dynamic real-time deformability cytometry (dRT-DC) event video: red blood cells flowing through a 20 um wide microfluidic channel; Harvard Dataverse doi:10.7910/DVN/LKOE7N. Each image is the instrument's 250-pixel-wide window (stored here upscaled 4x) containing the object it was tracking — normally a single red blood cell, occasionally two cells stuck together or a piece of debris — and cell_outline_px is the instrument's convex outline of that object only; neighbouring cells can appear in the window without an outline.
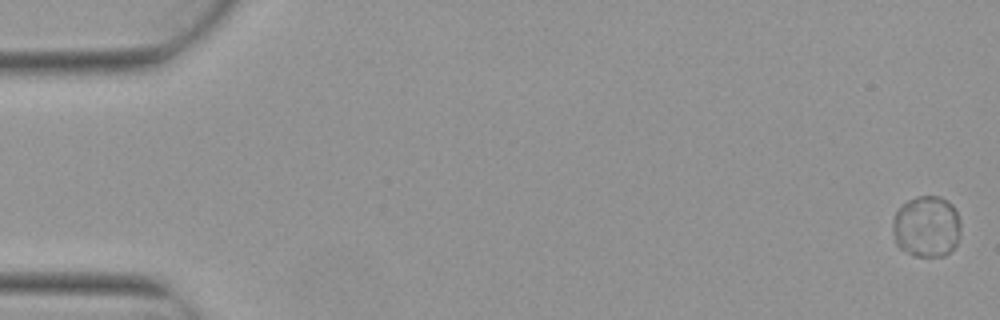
{"species": "Egyptian fruit bat (a non-hibernating species)", "species_latin": "Rousettus aegyptiacus", "temperature_condition": "warm", "stored_images_in_passage": 5, "camera_frame_rate_fps": 3000, "um_per_image_px": 0.085, "animal": {"sex": "female"}, "frame": {"image": 1, "passage_image": 1, "time_ms": 0.0, "image_size_px": [1000, 320], "cell_outline_px": [[960, 236], [956, 244], [944, 256], [916, 256], [900, 248], [896, 244], [892, 232], [892, 220], [896, 212], [908, 200], [916, 196], [940, 196], [948, 200], [952, 204], [960, 220]], "centroid_in_image_um": [78.76, 19.24], "position_along_channel_um": 6.2, "area_um2": 24.45}}
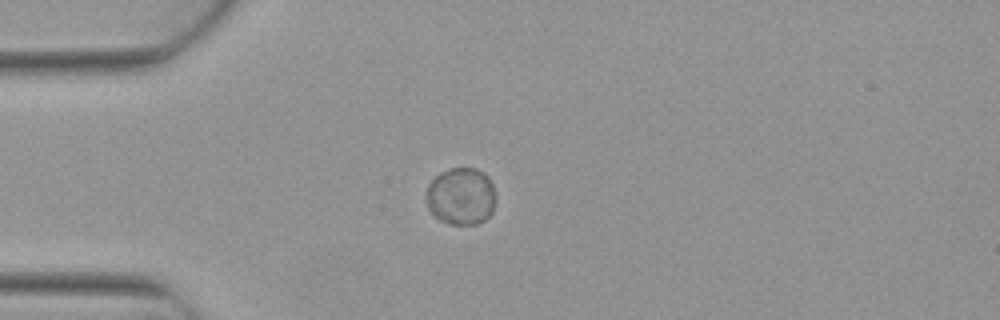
{"frame": {"image": 2, "passage_image": 5, "time_ms": 1.333, "image_size_px": [1000, 320], "cell_outline_px": [[496, 196], [492, 212], [484, 220], [476, 224], [448, 224], [440, 220], [428, 208], [428, 184], [440, 172], [448, 168], [476, 168], [484, 172], [488, 176], [492, 184]], "centroid_in_image_um": [39.22, 16.67], "position_along_channel_um": 45.8, "area_um2": 23.12}}